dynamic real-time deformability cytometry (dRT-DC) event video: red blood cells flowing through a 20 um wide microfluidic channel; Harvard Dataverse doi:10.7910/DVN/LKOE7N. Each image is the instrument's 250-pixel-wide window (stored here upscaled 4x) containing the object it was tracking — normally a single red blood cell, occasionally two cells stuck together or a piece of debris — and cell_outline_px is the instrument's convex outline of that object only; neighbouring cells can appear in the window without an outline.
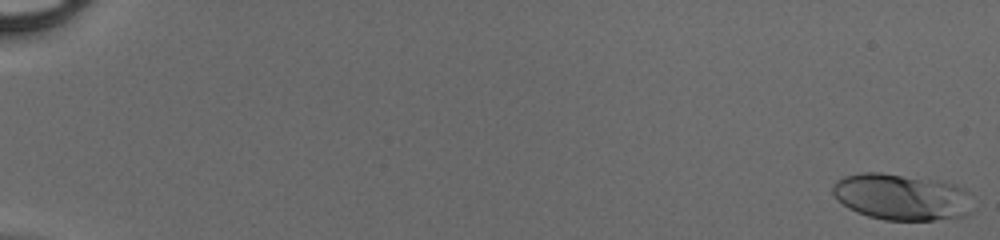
{"species": "human", "species_latin": "Homo sapiens", "temperature_condition": "cold", "stored_images_in_passage": 38, "camera_frame_rate_fps": 3000, "um_per_image_px": 0.085, "donor": {"sex": "male"}, "frame": {"image": 1, "passage_image": 1, "time_ms": 0.0, "image_size_px": [1000, 240], "cell_outline_px": [[972, 212], [964, 216], [932, 220], [884, 220], [868, 216], [856, 212], [848, 208], [836, 200], [832, 192], [832, 184], [836, 180], [844, 176], [864, 172], [880, 172], [952, 184], [964, 188], [968, 192]], "centroid_in_image_um": [76.57, 16.76], "position_along_channel_um": 8.4, "area_um2": 37.69}}
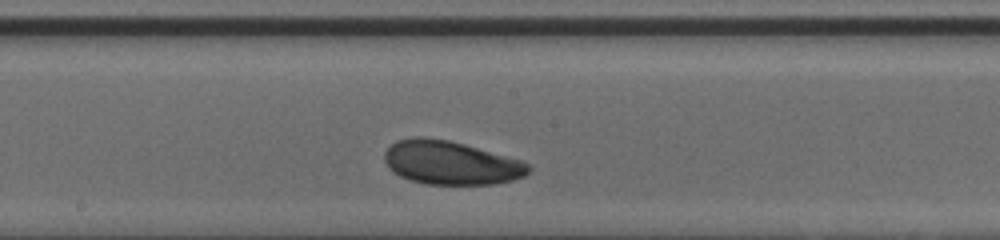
{"frame": {"image": 2, "passage_image": 25, "time_ms": 8.0, "image_size_px": [1000, 240], "cell_outline_px": [[532, 168], [524, 176], [512, 180], [496, 184], [428, 184], [408, 180], [392, 172], [388, 168], [384, 160], [384, 152], [396, 140], [416, 136], [420, 136], [448, 140], [464, 144], [520, 160], [528, 164]], "centroid_in_image_um": [38.27, 13.84], "position_along_channel_um": 209.9, "area_um2": 36.59}}
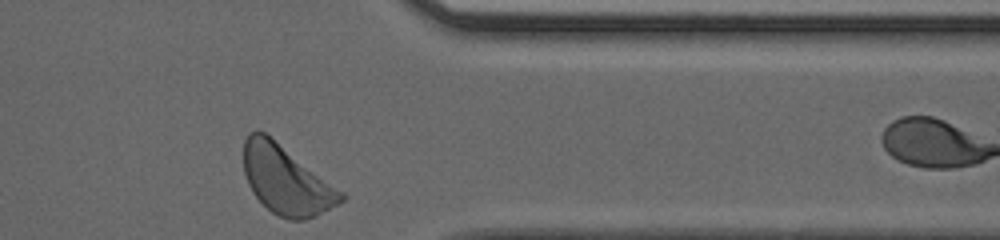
{"frame": {"image": 3, "passage_image": 38, "time_ms": 12.333, "image_size_px": [1000, 240], "cell_outline_px": [[348, 196], [344, 200], [316, 216], [304, 220], [288, 220], [272, 212], [252, 192], [248, 184], [244, 172], [244, 140], [248, 132], [256, 128], [264, 132], [344, 192]], "centroid_in_image_um": [24.32, 15.3], "position_along_channel_um": 387.1, "area_um2": 38.67}}